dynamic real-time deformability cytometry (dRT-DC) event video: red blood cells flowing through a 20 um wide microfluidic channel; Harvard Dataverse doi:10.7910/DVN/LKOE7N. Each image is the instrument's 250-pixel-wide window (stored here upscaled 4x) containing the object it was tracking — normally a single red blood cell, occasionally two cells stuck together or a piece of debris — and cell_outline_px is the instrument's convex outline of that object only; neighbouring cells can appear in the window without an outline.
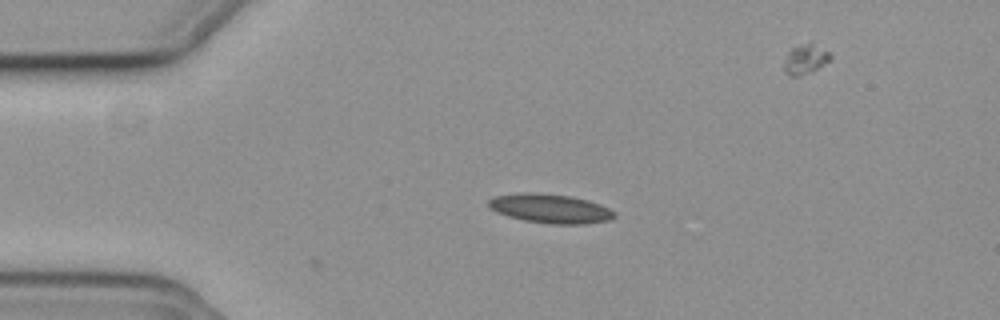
{"species": "common noctule bat (a hibernating species)", "species_latin": "Nyctalus noctula", "temperature_condition": "cold", "stored_images_in_passage": 2, "camera_frame_rate_fps": 3000, "um_per_image_px": 0.085, "animal": {"sex": "female", "body_mass_g": 19.3, "forearm_length_mm": 54.1}, "frame": {"image": 1, "passage_image": 1, "time_ms": 0.0, "image_size_px": [1000, 320], "cell_outline_px": [[616, 216], [612, 220], [584, 224], [548, 224], [524, 220], [508, 216], [496, 212], [488, 208], [488, 200], [496, 196], [524, 192], [540, 192], [568, 196], [588, 200], [608, 208], [616, 212]], "centroid_in_image_um": [46.77, 17.73], "position_along_channel_um": 38.2, "area_um2": 21.5}}